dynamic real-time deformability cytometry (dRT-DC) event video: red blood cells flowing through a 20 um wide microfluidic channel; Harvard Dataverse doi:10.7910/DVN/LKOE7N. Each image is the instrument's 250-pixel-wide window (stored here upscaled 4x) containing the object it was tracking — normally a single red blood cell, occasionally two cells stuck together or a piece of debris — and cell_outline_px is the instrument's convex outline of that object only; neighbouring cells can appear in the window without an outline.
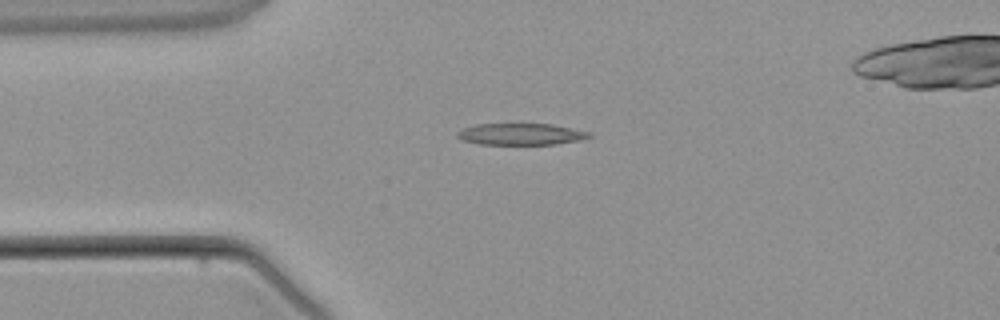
{"species": "common noctule bat (a hibernating species)", "species_latin": "Nyctalus noctula", "temperature_condition": "warm", "stored_images_in_passage": 4, "camera_frame_rate_fps": 3000, "um_per_image_px": 0.085, "animal": {"sex": "male", "body_mass_g": 21.5, "forearm_length_mm": 52.0}, "frame": {"image": 1, "passage_image": 4, "time_ms": 4.667, "image_size_px": [1000, 320], "cell_outline_px": [[592, 136], [580, 140], [556, 144], [476, 144], [460, 140], [456, 136], [456, 132], [464, 128], [476, 124], [552, 124], [592, 132]], "centroid_in_image_um": [44.26, 11.4], "position_along_channel_um": 40.7, "area_um2": 16.7}}